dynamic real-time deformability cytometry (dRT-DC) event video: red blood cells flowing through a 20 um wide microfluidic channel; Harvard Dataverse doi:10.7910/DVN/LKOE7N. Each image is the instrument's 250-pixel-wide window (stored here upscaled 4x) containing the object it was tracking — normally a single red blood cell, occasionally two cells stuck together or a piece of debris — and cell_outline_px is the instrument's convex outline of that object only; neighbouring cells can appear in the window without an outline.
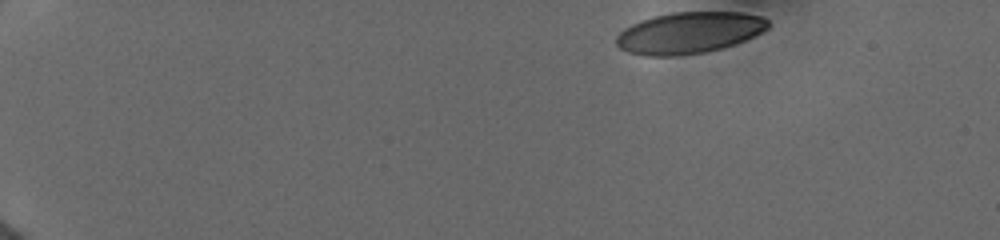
{"species": "human", "species_latin": "Homo sapiens", "temperature_condition": "cold", "stored_images_in_passage": 11, "camera_frame_rate_fps": 3000, "um_per_image_px": 0.085, "donor": {"sex": "female"}, "frame": {"image": 1, "passage_image": 1, "time_ms": 0.0, "image_size_px": [1000, 240], "cell_outline_px": [[768, 28], [744, 40], [720, 48], [704, 52], [672, 56], [644, 56], [628, 52], [620, 48], [616, 44], [616, 36], [624, 28], [640, 20], [672, 12], [744, 12], [764, 16], [768, 20]], "centroid_in_image_um": [58.55, 2.77], "position_along_channel_um": 26.5, "area_um2": 36.47}}
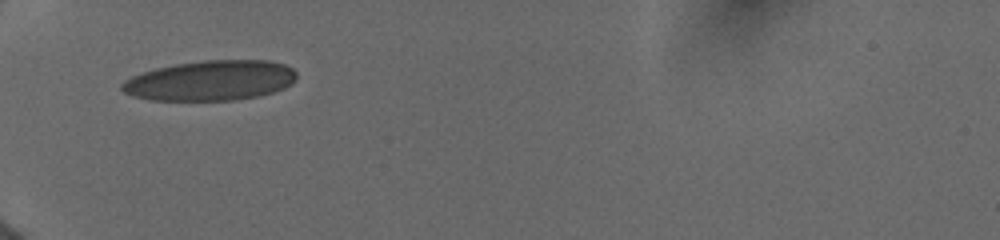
{"frame": {"image": 2, "passage_image": 10, "time_ms": 4.0, "image_size_px": [1000, 240], "cell_outline_px": [[296, 80], [292, 84], [284, 88], [260, 96], [236, 100], [152, 100], [132, 96], [124, 92], [120, 88], [120, 84], [124, 80], [132, 76], [156, 68], [176, 64], [204, 60], [272, 60], [284, 64], [292, 68], [296, 72]], "centroid_in_image_um": [17.91, 6.84], "position_along_channel_um": 67.1, "area_um2": 41.04}}